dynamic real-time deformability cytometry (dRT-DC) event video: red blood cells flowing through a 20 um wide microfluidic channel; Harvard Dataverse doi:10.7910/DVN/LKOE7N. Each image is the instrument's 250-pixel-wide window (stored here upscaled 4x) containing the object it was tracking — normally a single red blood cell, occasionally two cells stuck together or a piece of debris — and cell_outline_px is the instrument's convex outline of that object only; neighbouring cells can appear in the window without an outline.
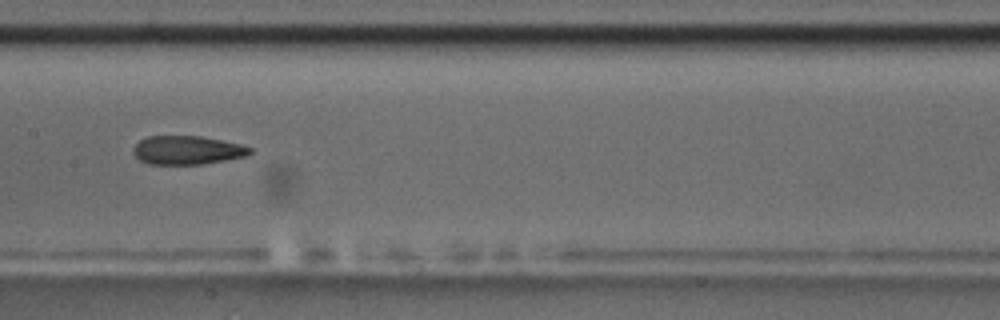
{"species": "common noctule bat (a hibernating species)", "species_latin": "Nyctalus noctula", "temperature_condition": "room temperature", "stored_images_in_passage": 9, "camera_frame_rate_fps": 3000, "um_per_image_px": 0.085, "animal": {"sex": "male", "body_mass_g": 17.5, "forearm_length_mm": 52.3}, "frame": {"image": 1, "passage_image": 8, "time_ms": 8.0, "image_size_px": [1000, 320], "cell_outline_px": [[252, 152], [248, 156], [204, 164], [148, 164], [140, 160], [132, 152], [132, 148], [140, 140], [148, 136], [200, 136], [240, 144], [252, 148]], "centroid_in_image_um": [15.92, 12.77], "position_along_channel_um": 191.5, "area_um2": 19.54}}